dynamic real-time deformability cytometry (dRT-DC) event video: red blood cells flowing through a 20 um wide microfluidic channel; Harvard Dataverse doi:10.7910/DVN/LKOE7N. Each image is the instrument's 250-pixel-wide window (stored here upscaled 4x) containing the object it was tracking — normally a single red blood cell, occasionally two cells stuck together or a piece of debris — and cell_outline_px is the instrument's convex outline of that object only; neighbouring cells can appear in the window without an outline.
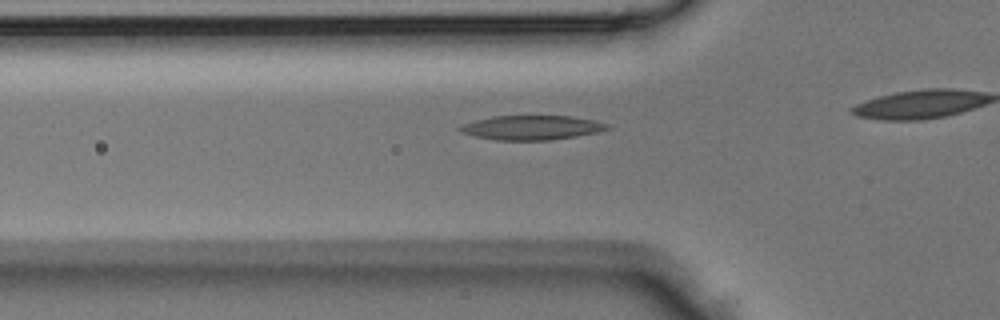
{"species": "Egyptian fruit bat (a non-hibernating species)", "species_latin": "Rousettus aegyptiacus", "temperature_condition": "room temperature", "stored_images_in_passage": 30, "camera_frame_rate_fps": 3000, "um_per_image_px": 0.085, "animal": {"sex": "male"}, "frame": {"image": 1, "passage_image": 10, "time_ms": 3.0, "image_size_px": [1000, 320], "cell_outline_px": [[612, 128], [600, 132], [552, 140], [496, 140], [476, 136], [460, 132], [456, 128], [464, 124], [476, 120], [492, 116], [572, 116], [596, 120], [608, 124]], "centroid_in_image_um": [45.24, 10.84], "position_along_channel_um": 80.6, "area_um2": 21.04}}
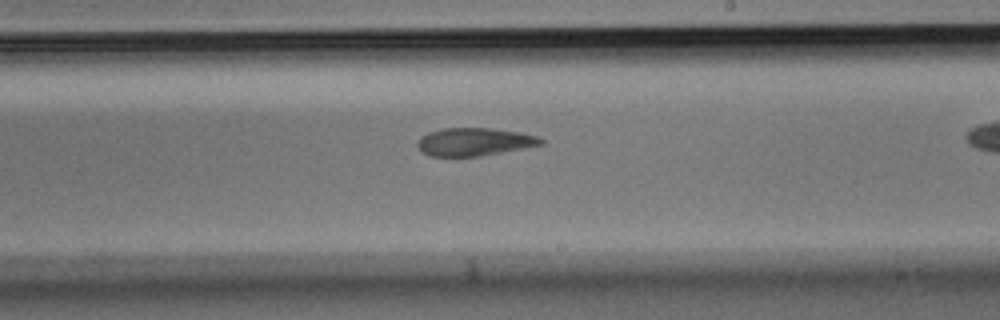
{"frame": {"image": 2, "passage_image": 21, "time_ms": 6.667, "image_size_px": [1000, 320], "cell_outline_px": [[544, 144], [480, 156], [432, 156], [424, 152], [416, 144], [420, 136], [428, 132], [444, 128], [488, 128], [520, 132], [536, 136], [544, 140]], "centroid_in_image_um": [40.31, 12.05], "position_along_channel_um": 248.7, "area_um2": 19.88}}
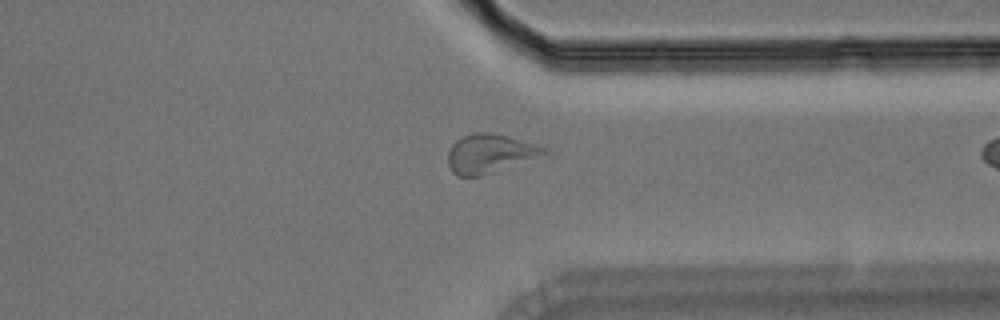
{"frame": {"image": 3, "passage_image": 29, "time_ms": 9.333, "image_size_px": [1000, 320], "cell_outline_px": [[552, 156], [480, 176], [456, 176], [452, 172], [448, 164], [448, 152], [452, 144], [456, 140], [464, 136], [476, 132], [488, 132], [508, 136], [548, 148], [552, 152]], "centroid_in_image_um": [41.77, 13.08], "position_along_channel_um": 369.6, "area_um2": 22.6}}